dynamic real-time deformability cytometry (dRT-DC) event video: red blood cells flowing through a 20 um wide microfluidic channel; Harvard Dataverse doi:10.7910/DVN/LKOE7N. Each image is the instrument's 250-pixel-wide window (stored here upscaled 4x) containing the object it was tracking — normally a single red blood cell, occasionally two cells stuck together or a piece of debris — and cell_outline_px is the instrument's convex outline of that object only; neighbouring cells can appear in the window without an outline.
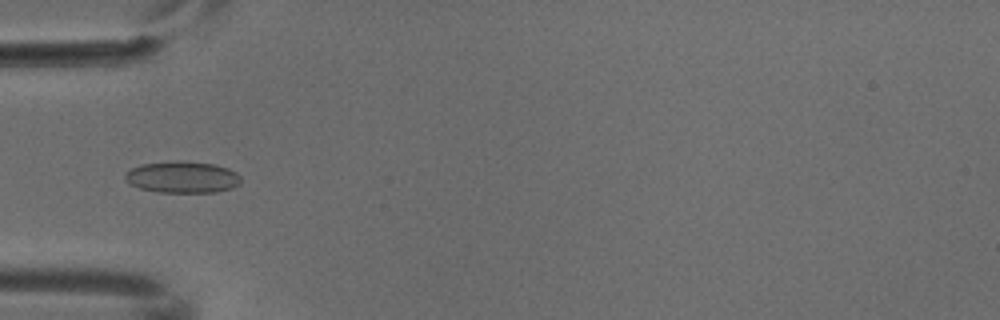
{"species": "common noctule bat (a hibernating species)", "species_latin": "Nyctalus noctula", "temperature_condition": "cold", "stored_images_in_passage": 2, "camera_frame_rate_fps": 3000, "um_per_image_px": 0.085, "animal": {"sex": "male", "body_mass_g": 18.8}, "frame": {"image": 1, "passage_image": 1, "time_ms": 0.0, "image_size_px": [1000, 320], "cell_outline_px": [[240, 184], [232, 188], [216, 192], [160, 192], [140, 188], [124, 180], [124, 176], [132, 168], [140, 164], [176, 160], [216, 164], [228, 168], [236, 172], [240, 176]], "centroid_in_image_um": [15.52, 15.04], "position_along_channel_um": 69.5, "area_um2": 21.39}}
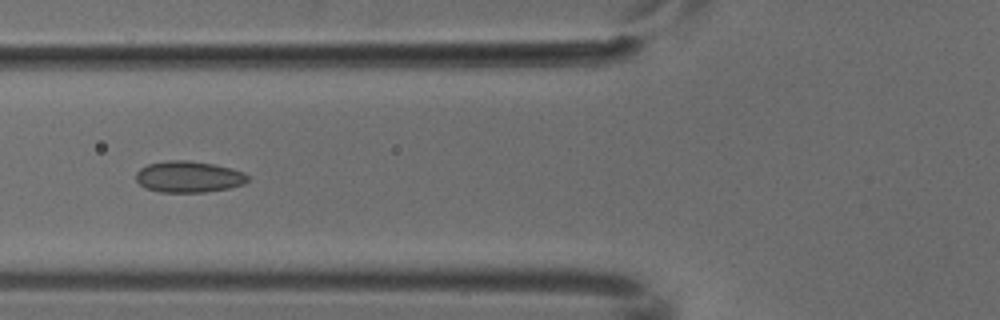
{"frame": {"image": 2, "passage_image": 2, "time_ms": 0.333, "image_size_px": [1000, 320], "cell_outline_px": [[248, 180], [244, 184], [228, 188], [204, 192], [160, 192], [144, 188], [136, 180], [136, 172], [140, 168], [148, 164], [168, 160], [188, 160], [212, 164], [244, 172], [248, 176]], "centroid_in_image_um": [16.0, 15.03], "position_along_channel_um": 109.8, "area_um2": 20.35}}